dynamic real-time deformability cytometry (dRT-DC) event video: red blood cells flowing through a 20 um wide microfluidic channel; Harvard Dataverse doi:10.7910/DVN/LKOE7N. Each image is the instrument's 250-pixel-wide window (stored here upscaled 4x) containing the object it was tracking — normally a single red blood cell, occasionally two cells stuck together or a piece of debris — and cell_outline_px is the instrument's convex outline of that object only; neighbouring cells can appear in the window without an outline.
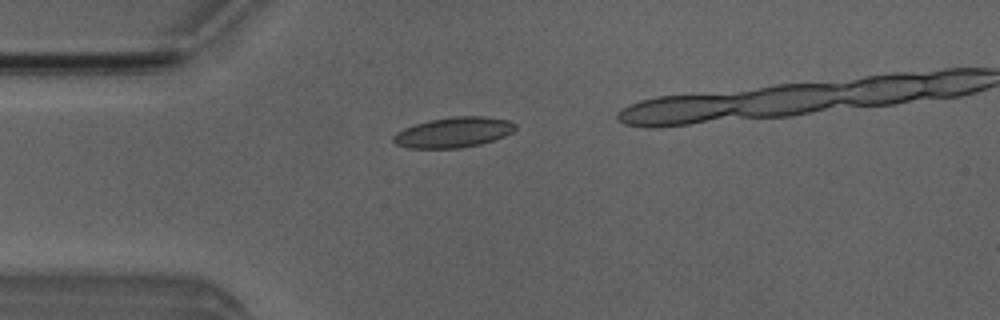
{"species": "Egyptian fruit bat (a non-hibernating species)", "species_latin": "Rousettus aegyptiacus", "temperature_condition": "room temperature", "stored_images_in_passage": 2, "camera_frame_rate_fps": 3000, "um_per_image_px": 0.085, "animal": {"sex": "male"}, "frame": {"image": 1, "passage_image": 1, "time_ms": 0.0, "image_size_px": [1000, 320], "cell_outline_px": [[516, 128], [512, 132], [504, 136], [480, 144], [460, 148], [408, 148], [396, 144], [392, 140], [392, 136], [396, 132], [404, 128], [428, 120], [452, 116], [484, 116], [508, 120], [516, 124]], "centroid_in_image_um": [38.53, 11.24], "position_along_channel_um": 46.5, "area_um2": 21.56}}